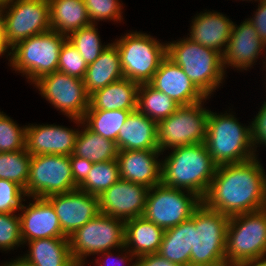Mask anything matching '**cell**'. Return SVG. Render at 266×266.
Returning <instances> with one entry per match:
<instances>
[{
    "label": "cell",
    "instance_id": "cell-27",
    "mask_svg": "<svg viewBox=\"0 0 266 266\" xmlns=\"http://www.w3.org/2000/svg\"><path fill=\"white\" fill-rule=\"evenodd\" d=\"M121 78H123V71L120 54L117 47L111 42L100 56L88 65L83 82L90 95Z\"/></svg>",
    "mask_w": 266,
    "mask_h": 266
},
{
    "label": "cell",
    "instance_id": "cell-2",
    "mask_svg": "<svg viewBox=\"0 0 266 266\" xmlns=\"http://www.w3.org/2000/svg\"><path fill=\"white\" fill-rule=\"evenodd\" d=\"M162 153L161 183L170 188L187 190L201 199L215 176L217 164L205 143L180 146ZM167 155V156H166Z\"/></svg>",
    "mask_w": 266,
    "mask_h": 266
},
{
    "label": "cell",
    "instance_id": "cell-35",
    "mask_svg": "<svg viewBox=\"0 0 266 266\" xmlns=\"http://www.w3.org/2000/svg\"><path fill=\"white\" fill-rule=\"evenodd\" d=\"M31 157L26 148L0 153V179L13 181L25 189Z\"/></svg>",
    "mask_w": 266,
    "mask_h": 266
},
{
    "label": "cell",
    "instance_id": "cell-7",
    "mask_svg": "<svg viewBox=\"0 0 266 266\" xmlns=\"http://www.w3.org/2000/svg\"><path fill=\"white\" fill-rule=\"evenodd\" d=\"M158 40L148 33L130 30L112 42L119 51L124 78L138 84L151 81L167 56L166 41Z\"/></svg>",
    "mask_w": 266,
    "mask_h": 266
},
{
    "label": "cell",
    "instance_id": "cell-46",
    "mask_svg": "<svg viewBox=\"0 0 266 266\" xmlns=\"http://www.w3.org/2000/svg\"><path fill=\"white\" fill-rule=\"evenodd\" d=\"M0 56H5L9 61L10 49L4 40V9L0 8Z\"/></svg>",
    "mask_w": 266,
    "mask_h": 266
},
{
    "label": "cell",
    "instance_id": "cell-41",
    "mask_svg": "<svg viewBox=\"0 0 266 266\" xmlns=\"http://www.w3.org/2000/svg\"><path fill=\"white\" fill-rule=\"evenodd\" d=\"M115 251L118 252V254L115 255V253H113L114 250L112 252H111V250H109V251H105V252L97 254V256H98L97 259H93V260H95L93 265L94 266H97V265L98 266H102V265L103 266H113V264H114V266H118L119 264L123 263V264H121L122 266L124 264H125V266H137V263H136L137 258L125 247V245L116 249ZM99 256L101 257V259ZM103 258H105L106 260L105 259L102 260ZM110 258H112V259H110ZM134 259H135V262L133 261ZM101 260L103 263L101 262ZM115 260H117V262ZM116 264H118V265H116Z\"/></svg>",
    "mask_w": 266,
    "mask_h": 266
},
{
    "label": "cell",
    "instance_id": "cell-5",
    "mask_svg": "<svg viewBox=\"0 0 266 266\" xmlns=\"http://www.w3.org/2000/svg\"><path fill=\"white\" fill-rule=\"evenodd\" d=\"M67 36L54 30L31 36L10 49L8 66L33 85L58 69L59 54Z\"/></svg>",
    "mask_w": 266,
    "mask_h": 266
},
{
    "label": "cell",
    "instance_id": "cell-42",
    "mask_svg": "<svg viewBox=\"0 0 266 266\" xmlns=\"http://www.w3.org/2000/svg\"><path fill=\"white\" fill-rule=\"evenodd\" d=\"M251 121L252 141L254 150L261 146L266 147V101H263L262 106L259 107L258 113ZM261 145V146H260Z\"/></svg>",
    "mask_w": 266,
    "mask_h": 266
},
{
    "label": "cell",
    "instance_id": "cell-24",
    "mask_svg": "<svg viewBox=\"0 0 266 266\" xmlns=\"http://www.w3.org/2000/svg\"><path fill=\"white\" fill-rule=\"evenodd\" d=\"M139 86L124 77L114 81L90 94L87 110H137Z\"/></svg>",
    "mask_w": 266,
    "mask_h": 266
},
{
    "label": "cell",
    "instance_id": "cell-32",
    "mask_svg": "<svg viewBox=\"0 0 266 266\" xmlns=\"http://www.w3.org/2000/svg\"><path fill=\"white\" fill-rule=\"evenodd\" d=\"M135 110H86L83 123L94 133L116 142L129 114Z\"/></svg>",
    "mask_w": 266,
    "mask_h": 266
},
{
    "label": "cell",
    "instance_id": "cell-33",
    "mask_svg": "<svg viewBox=\"0 0 266 266\" xmlns=\"http://www.w3.org/2000/svg\"><path fill=\"white\" fill-rule=\"evenodd\" d=\"M119 179L120 175L117 160L93 163L86 179L77 189L99 197Z\"/></svg>",
    "mask_w": 266,
    "mask_h": 266
},
{
    "label": "cell",
    "instance_id": "cell-17",
    "mask_svg": "<svg viewBox=\"0 0 266 266\" xmlns=\"http://www.w3.org/2000/svg\"><path fill=\"white\" fill-rule=\"evenodd\" d=\"M46 199L52 204L62 232L68 238L100 213L98 196L79 189L53 194Z\"/></svg>",
    "mask_w": 266,
    "mask_h": 266
},
{
    "label": "cell",
    "instance_id": "cell-47",
    "mask_svg": "<svg viewBox=\"0 0 266 266\" xmlns=\"http://www.w3.org/2000/svg\"><path fill=\"white\" fill-rule=\"evenodd\" d=\"M0 266H33V265L27 263L18 254V256L15 259L12 258L9 262L5 261V262L1 263Z\"/></svg>",
    "mask_w": 266,
    "mask_h": 266
},
{
    "label": "cell",
    "instance_id": "cell-28",
    "mask_svg": "<svg viewBox=\"0 0 266 266\" xmlns=\"http://www.w3.org/2000/svg\"><path fill=\"white\" fill-rule=\"evenodd\" d=\"M51 30L68 36L91 25L84 0H48Z\"/></svg>",
    "mask_w": 266,
    "mask_h": 266
},
{
    "label": "cell",
    "instance_id": "cell-43",
    "mask_svg": "<svg viewBox=\"0 0 266 266\" xmlns=\"http://www.w3.org/2000/svg\"><path fill=\"white\" fill-rule=\"evenodd\" d=\"M70 164H71V172L74 183L79 186L89 174L93 163L85 158H80L71 154L69 156Z\"/></svg>",
    "mask_w": 266,
    "mask_h": 266
},
{
    "label": "cell",
    "instance_id": "cell-9",
    "mask_svg": "<svg viewBox=\"0 0 266 266\" xmlns=\"http://www.w3.org/2000/svg\"><path fill=\"white\" fill-rule=\"evenodd\" d=\"M69 244L74 263L86 266L87 257L125 245V220L99 213L69 237Z\"/></svg>",
    "mask_w": 266,
    "mask_h": 266
},
{
    "label": "cell",
    "instance_id": "cell-40",
    "mask_svg": "<svg viewBox=\"0 0 266 266\" xmlns=\"http://www.w3.org/2000/svg\"><path fill=\"white\" fill-rule=\"evenodd\" d=\"M24 201L27 199L20 185L0 179V213H19Z\"/></svg>",
    "mask_w": 266,
    "mask_h": 266
},
{
    "label": "cell",
    "instance_id": "cell-15",
    "mask_svg": "<svg viewBox=\"0 0 266 266\" xmlns=\"http://www.w3.org/2000/svg\"><path fill=\"white\" fill-rule=\"evenodd\" d=\"M78 128L57 124H28L26 126V149L31 155L70 156L75 147L79 127L83 119L69 118ZM79 124V125H78Z\"/></svg>",
    "mask_w": 266,
    "mask_h": 266
},
{
    "label": "cell",
    "instance_id": "cell-3",
    "mask_svg": "<svg viewBox=\"0 0 266 266\" xmlns=\"http://www.w3.org/2000/svg\"><path fill=\"white\" fill-rule=\"evenodd\" d=\"M235 116L232 109L224 113L209 111L205 145L218 166L258 156L253 147L251 122L243 125Z\"/></svg>",
    "mask_w": 266,
    "mask_h": 266
},
{
    "label": "cell",
    "instance_id": "cell-29",
    "mask_svg": "<svg viewBox=\"0 0 266 266\" xmlns=\"http://www.w3.org/2000/svg\"><path fill=\"white\" fill-rule=\"evenodd\" d=\"M192 245L193 215L189 220L165 230L158 253L170 262L190 266Z\"/></svg>",
    "mask_w": 266,
    "mask_h": 266
},
{
    "label": "cell",
    "instance_id": "cell-19",
    "mask_svg": "<svg viewBox=\"0 0 266 266\" xmlns=\"http://www.w3.org/2000/svg\"><path fill=\"white\" fill-rule=\"evenodd\" d=\"M28 205L22 203L19 210L23 245L31 240L43 238H68L61 229L58 216L46 198L26 197ZM32 199V200H31Z\"/></svg>",
    "mask_w": 266,
    "mask_h": 266
},
{
    "label": "cell",
    "instance_id": "cell-23",
    "mask_svg": "<svg viewBox=\"0 0 266 266\" xmlns=\"http://www.w3.org/2000/svg\"><path fill=\"white\" fill-rule=\"evenodd\" d=\"M122 150H158L157 122L138 110L132 111L121 127L116 141Z\"/></svg>",
    "mask_w": 266,
    "mask_h": 266
},
{
    "label": "cell",
    "instance_id": "cell-13",
    "mask_svg": "<svg viewBox=\"0 0 266 266\" xmlns=\"http://www.w3.org/2000/svg\"><path fill=\"white\" fill-rule=\"evenodd\" d=\"M41 97L67 118L83 119L89 97L82 79L55 71L34 84Z\"/></svg>",
    "mask_w": 266,
    "mask_h": 266
},
{
    "label": "cell",
    "instance_id": "cell-14",
    "mask_svg": "<svg viewBox=\"0 0 266 266\" xmlns=\"http://www.w3.org/2000/svg\"><path fill=\"white\" fill-rule=\"evenodd\" d=\"M49 30L48 0H13L4 8V40L9 49Z\"/></svg>",
    "mask_w": 266,
    "mask_h": 266
},
{
    "label": "cell",
    "instance_id": "cell-16",
    "mask_svg": "<svg viewBox=\"0 0 266 266\" xmlns=\"http://www.w3.org/2000/svg\"><path fill=\"white\" fill-rule=\"evenodd\" d=\"M259 57L265 58L262 59V66L265 71L266 45L259 38L256 29L248 18L244 19L240 25L234 22L228 46L223 54L225 72L227 73L226 69L231 67L237 72L249 71L256 65L254 63Z\"/></svg>",
    "mask_w": 266,
    "mask_h": 266
},
{
    "label": "cell",
    "instance_id": "cell-34",
    "mask_svg": "<svg viewBox=\"0 0 266 266\" xmlns=\"http://www.w3.org/2000/svg\"><path fill=\"white\" fill-rule=\"evenodd\" d=\"M97 27V24H91L67 36V40L78 50L87 65L93 63L110 45L108 42L102 44Z\"/></svg>",
    "mask_w": 266,
    "mask_h": 266
},
{
    "label": "cell",
    "instance_id": "cell-22",
    "mask_svg": "<svg viewBox=\"0 0 266 266\" xmlns=\"http://www.w3.org/2000/svg\"><path fill=\"white\" fill-rule=\"evenodd\" d=\"M233 25L234 21L226 14L206 9L192 17L187 38L223 55L228 46Z\"/></svg>",
    "mask_w": 266,
    "mask_h": 266
},
{
    "label": "cell",
    "instance_id": "cell-45",
    "mask_svg": "<svg viewBox=\"0 0 266 266\" xmlns=\"http://www.w3.org/2000/svg\"><path fill=\"white\" fill-rule=\"evenodd\" d=\"M137 266H185L173 263L162 257L159 253L146 254L136 259Z\"/></svg>",
    "mask_w": 266,
    "mask_h": 266
},
{
    "label": "cell",
    "instance_id": "cell-31",
    "mask_svg": "<svg viewBox=\"0 0 266 266\" xmlns=\"http://www.w3.org/2000/svg\"><path fill=\"white\" fill-rule=\"evenodd\" d=\"M180 105L149 83L140 84L137 110L157 123L173 114Z\"/></svg>",
    "mask_w": 266,
    "mask_h": 266
},
{
    "label": "cell",
    "instance_id": "cell-36",
    "mask_svg": "<svg viewBox=\"0 0 266 266\" xmlns=\"http://www.w3.org/2000/svg\"><path fill=\"white\" fill-rule=\"evenodd\" d=\"M26 126H19L12 117L0 110V153L26 148Z\"/></svg>",
    "mask_w": 266,
    "mask_h": 266
},
{
    "label": "cell",
    "instance_id": "cell-44",
    "mask_svg": "<svg viewBox=\"0 0 266 266\" xmlns=\"http://www.w3.org/2000/svg\"><path fill=\"white\" fill-rule=\"evenodd\" d=\"M258 8L256 12L248 18L257 31V34L261 41L266 45V0L258 1Z\"/></svg>",
    "mask_w": 266,
    "mask_h": 266
},
{
    "label": "cell",
    "instance_id": "cell-25",
    "mask_svg": "<svg viewBox=\"0 0 266 266\" xmlns=\"http://www.w3.org/2000/svg\"><path fill=\"white\" fill-rule=\"evenodd\" d=\"M25 254H20L33 266H76L71 253L69 238H43L28 241Z\"/></svg>",
    "mask_w": 266,
    "mask_h": 266
},
{
    "label": "cell",
    "instance_id": "cell-21",
    "mask_svg": "<svg viewBox=\"0 0 266 266\" xmlns=\"http://www.w3.org/2000/svg\"><path fill=\"white\" fill-rule=\"evenodd\" d=\"M159 156H162L159 150L119 151L116 160L120 179L147 188L161 184L162 160Z\"/></svg>",
    "mask_w": 266,
    "mask_h": 266
},
{
    "label": "cell",
    "instance_id": "cell-37",
    "mask_svg": "<svg viewBox=\"0 0 266 266\" xmlns=\"http://www.w3.org/2000/svg\"><path fill=\"white\" fill-rule=\"evenodd\" d=\"M91 24L113 21L121 23L124 20L123 3L121 0H84Z\"/></svg>",
    "mask_w": 266,
    "mask_h": 266
},
{
    "label": "cell",
    "instance_id": "cell-48",
    "mask_svg": "<svg viewBox=\"0 0 266 266\" xmlns=\"http://www.w3.org/2000/svg\"><path fill=\"white\" fill-rule=\"evenodd\" d=\"M240 266H266V255L255 260L249 261L247 263L241 264Z\"/></svg>",
    "mask_w": 266,
    "mask_h": 266
},
{
    "label": "cell",
    "instance_id": "cell-18",
    "mask_svg": "<svg viewBox=\"0 0 266 266\" xmlns=\"http://www.w3.org/2000/svg\"><path fill=\"white\" fill-rule=\"evenodd\" d=\"M149 188L119 179L99 197L100 213L123 220L140 217L146 206Z\"/></svg>",
    "mask_w": 266,
    "mask_h": 266
},
{
    "label": "cell",
    "instance_id": "cell-6",
    "mask_svg": "<svg viewBox=\"0 0 266 266\" xmlns=\"http://www.w3.org/2000/svg\"><path fill=\"white\" fill-rule=\"evenodd\" d=\"M229 218L203 202L196 208L190 266H227L225 252Z\"/></svg>",
    "mask_w": 266,
    "mask_h": 266
},
{
    "label": "cell",
    "instance_id": "cell-30",
    "mask_svg": "<svg viewBox=\"0 0 266 266\" xmlns=\"http://www.w3.org/2000/svg\"><path fill=\"white\" fill-rule=\"evenodd\" d=\"M116 142L91 131L84 123L80 126L73 155L85 158L92 163L116 160L118 155Z\"/></svg>",
    "mask_w": 266,
    "mask_h": 266
},
{
    "label": "cell",
    "instance_id": "cell-11",
    "mask_svg": "<svg viewBox=\"0 0 266 266\" xmlns=\"http://www.w3.org/2000/svg\"><path fill=\"white\" fill-rule=\"evenodd\" d=\"M201 203L194 193L161 183L149 188L142 216L166 230L189 220Z\"/></svg>",
    "mask_w": 266,
    "mask_h": 266
},
{
    "label": "cell",
    "instance_id": "cell-38",
    "mask_svg": "<svg viewBox=\"0 0 266 266\" xmlns=\"http://www.w3.org/2000/svg\"><path fill=\"white\" fill-rule=\"evenodd\" d=\"M22 246L19 214L0 213V250L8 253Z\"/></svg>",
    "mask_w": 266,
    "mask_h": 266
},
{
    "label": "cell",
    "instance_id": "cell-26",
    "mask_svg": "<svg viewBox=\"0 0 266 266\" xmlns=\"http://www.w3.org/2000/svg\"><path fill=\"white\" fill-rule=\"evenodd\" d=\"M165 230L143 216L125 221V247L136 257L158 253Z\"/></svg>",
    "mask_w": 266,
    "mask_h": 266
},
{
    "label": "cell",
    "instance_id": "cell-8",
    "mask_svg": "<svg viewBox=\"0 0 266 266\" xmlns=\"http://www.w3.org/2000/svg\"><path fill=\"white\" fill-rule=\"evenodd\" d=\"M266 255V208L229 218L225 260L240 266Z\"/></svg>",
    "mask_w": 266,
    "mask_h": 266
},
{
    "label": "cell",
    "instance_id": "cell-12",
    "mask_svg": "<svg viewBox=\"0 0 266 266\" xmlns=\"http://www.w3.org/2000/svg\"><path fill=\"white\" fill-rule=\"evenodd\" d=\"M74 183L69 156L34 155L29 165L26 197L46 198L77 189Z\"/></svg>",
    "mask_w": 266,
    "mask_h": 266
},
{
    "label": "cell",
    "instance_id": "cell-20",
    "mask_svg": "<svg viewBox=\"0 0 266 266\" xmlns=\"http://www.w3.org/2000/svg\"><path fill=\"white\" fill-rule=\"evenodd\" d=\"M149 84L171 97L180 106L192 105L207 98L183 69L167 56L160 63Z\"/></svg>",
    "mask_w": 266,
    "mask_h": 266
},
{
    "label": "cell",
    "instance_id": "cell-10",
    "mask_svg": "<svg viewBox=\"0 0 266 266\" xmlns=\"http://www.w3.org/2000/svg\"><path fill=\"white\" fill-rule=\"evenodd\" d=\"M207 100L208 97L192 105L180 106L157 123L158 150L161 153L180 146L205 143L210 111L204 105Z\"/></svg>",
    "mask_w": 266,
    "mask_h": 266
},
{
    "label": "cell",
    "instance_id": "cell-1",
    "mask_svg": "<svg viewBox=\"0 0 266 266\" xmlns=\"http://www.w3.org/2000/svg\"><path fill=\"white\" fill-rule=\"evenodd\" d=\"M258 158L217 166L202 202L228 217L266 208V172Z\"/></svg>",
    "mask_w": 266,
    "mask_h": 266
},
{
    "label": "cell",
    "instance_id": "cell-49",
    "mask_svg": "<svg viewBox=\"0 0 266 266\" xmlns=\"http://www.w3.org/2000/svg\"><path fill=\"white\" fill-rule=\"evenodd\" d=\"M13 0H0V8L4 9L8 6Z\"/></svg>",
    "mask_w": 266,
    "mask_h": 266
},
{
    "label": "cell",
    "instance_id": "cell-4",
    "mask_svg": "<svg viewBox=\"0 0 266 266\" xmlns=\"http://www.w3.org/2000/svg\"><path fill=\"white\" fill-rule=\"evenodd\" d=\"M167 57L179 65L194 85L208 98L223 86L227 74L223 55L183 37L166 42Z\"/></svg>",
    "mask_w": 266,
    "mask_h": 266
},
{
    "label": "cell",
    "instance_id": "cell-39",
    "mask_svg": "<svg viewBox=\"0 0 266 266\" xmlns=\"http://www.w3.org/2000/svg\"><path fill=\"white\" fill-rule=\"evenodd\" d=\"M87 63L78 50L66 39L59 54L57 71L79 79L84 78Z\"/></svg>",
    "mask_w": 266,
    "mask_h": 266
},
{
    "label": "cell",
    "instance_id": "cell-50",
    "mask_svg": "<svg viewBox=\"0 0 266 266\" xmlns=\"http://www.w3.org/2000/svg\"><path fill=\"white\" fill-rule=\"evenodd\" d=\"M238 1H239V0H238ZM242 1H247V2H248V1H250V2H251V1H252V2H254V1L256 2V1H257V2H258V1H260V0H254V1H253V0H242Z\"/></svg>",
    "mask_w": 266,
    "mask_h": 266
}]
</instances>
